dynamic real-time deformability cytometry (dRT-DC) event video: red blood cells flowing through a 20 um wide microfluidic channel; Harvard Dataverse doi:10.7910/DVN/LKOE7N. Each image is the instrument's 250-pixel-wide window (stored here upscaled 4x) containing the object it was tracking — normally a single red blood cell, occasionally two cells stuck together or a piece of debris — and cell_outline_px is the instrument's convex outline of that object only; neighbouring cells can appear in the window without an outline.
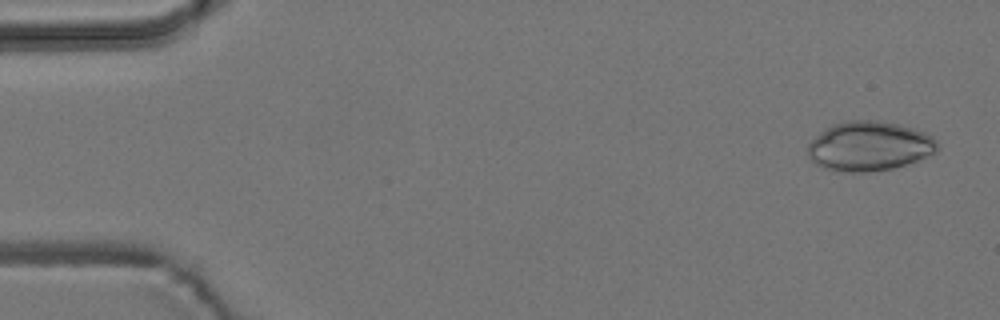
{"species": "common noctule bat (a hibernating species)", "species_latin": "Nyctalus noctula", "temperature_condition": "room temperature", "stored_images_in_passage": 4, "camera_frame_rate_fps": 3000, "um_per_image_px": 0.085, "animal": {"sex": "male", "body_mass_g": 19.2, "forearm_length_mm": 51.8}, "frame": {"image": 1, "passage_image": 1, "time_ms": 0.0, "image_size_px": [1000, 320], "cell_outline_px": [[936, 152], [916, 160], [892, 168], [864, 172], [848, 172], [824, 168], [816, 164], [808, 156], [808, 144], [820, 132], [832, 124], [852, 120], [876, 120], [896, 124], [912, 128], [924, 132], [932, 136], [936, 140]], "centroid_in_image_um": [73.85, 12.41], "position_along_channel_um": 11.1, "area_um2": 36.88}}